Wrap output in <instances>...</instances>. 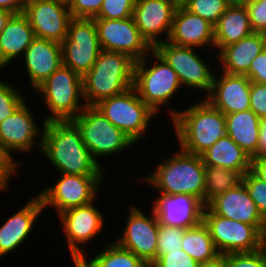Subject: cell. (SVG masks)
Masks as SVG:
<instances>
[{
    "label": "cell",
    "instance_id": "obj_1",
    "mask_svg": "<svg viewBox=\"0 0 266 267\" xmlns=\"http://www.w3.org/2000/svg\"><path fill=\"white\" fill-rule=\"evenodd\" d=\"M61 174L105 175L83 143L79 128L72 120L48 121L45 124L40 154Z\"/></svg>",
    "mask_w": 266,
    "mask_h": 267
},
{
    "label": "cell",
    "instance_id": "obj_2",
    "mask_svg": "<svg viewBox=\"0 0 266 267\" xmlns=\"http://www.w3.org/2000/svg\"><path fill=\"white\" fill-rule=\"evenodd\" d=\"M182 109L166 110L170 115L179 148L201 156L226 135L225 115L206 99Z\"/></svg>",
    "mask_w": 266,
    "mask_h": 267
},
{
    "label": "cell",
    "instance_id": "obj_3",
    "mask_svg": "<svg viewBox=\"0 0 266 267\" xmlns=\"http://www.w3.org/2000/svg\"><path fill=\"white\" fill-rule=\"evenodd\" d=\"M165 158L141 181L148 183L158 194H188L205 206V165L202 157L180 148L170 158Z\"/></svg>",
    "mask_w": 266,
    "mask_h": 267
},
{
    "label": "cell",
    "instance_id": "obj_4",
    "mask_svg": "<svg viewBox=\"0 0 266 267\" xmlns=\"http://www.w3.org/2000/svg\"><path fill=\"white\" fill-rule=\"evenodd\" d=\"M134 65L135 60L125 53L102 50L82 77L86 105L95 106L133 87Z\"/></svg>",
    "mask_w": 266,
    "mask_h": 267
},
{
    "label": "cell",
    "instance_id": "obj_5",
    "mask_svg": "<svg viewBox=\"0 0 266 267\" xmlns=\"http://www.w3.org/2000/svg\"><path fill=\"white\" fill-rule=\"evenodd\" d=\"M32 92L40 95L43 104L50 111L44 116L45 122L73 120L86 106L82 77L64 65Z\"/></svg>",
    "mask_w": 266,
    "mask_h": 267
},
{
    "label": "cell",
    "instance_id": "obj_6",
    "mask_svg": "<svg viewBox=\"0 0 266 267\" xmlns=\"http://www.w3.org/2000/svg\"><path fill=\"white\" fill-rule=\"evenodd\" d=\"M149 54L135 61L133 88L144 103L159 114L162 107H167L172 98L177 96L175 94L179 88L182 89V85L177 73L156 50L153 49ZM151 56L155 58L152 59L153 64L148 61Z\"/></svg>",
    "mask_w": 266,
    "mask_h": 267
},
{
    "label": "cell",
    "instance_id": "obj_7",
    "mask_svg": "<svg viewBox=\"0 0 266 267\" xmlns=\"http://www.w3.org/2000/svg\"><path fill=\"white\" fill-rule=\"evenodd\" d=\"M102 114L136 144L145 136L155 113L131 87L95 105Z\"/></svg>",
    "mask_w": 266,
    "mask_h": 267
},
{
    "label": "cell",
    "instance_id": "obj_8",
    "mask_svg": "<svg viewBox=\"0 0 266 267\" xmlns=\"http://www.w3.org/2000/svg\"><path fill=\"white\" fill-rule=\"evenodd\" d=\"M72 121L79 128L83 143L99 164L98 157L115 156L134 145L130 138L115 127L96 106L86 105Z\"/></svg>",
    "mask_w": 266,
    "mask_h": 267
},
{
    "label": "cell",
    "instance_id": "obj_9",
    "mask_svg": "<svg viewBox=\"0 0 266 267\" xmlns=\"http://www.w3.org/2000/svg\"><path fill=\"white\" fill-rule=\"evenodd\" d=\"M54 185L46 186L39 192L43 208L52 207L57 214L67 209L87 205L99 194V189L107 175H73L59 173Z\"/></svg>",
    "mask_w": 266,
    "mask_h": 267
},
{
    "label": "cell",
    "instance_id": "obj_10",
    "mask_svg": "<svg viewBox=\"0 0 266 267\" xmlns=\"http://www.w3.org/2000/svg\"><path fill=\"white\" fill-rule=\"evenodd\" d=\"M203 222L220 255L254 252L263 247L264 235L255 226L216 215L207 205Z\"/></svg>",
    "mask_w": 266,
    "mask_h": 267
},
{
    "label": "cell",
    "instance_id": "obj_11",
    "mask_svg": "<svg viewBox=\"0 0 266 267\" xmlns=\"http://www.w3.org/2000/svg\"><path fill=\"white\" fill-rule=\"evenodd\" d=\"M63 65L83 77L102 51L93 18H72L61 42Z\"/></svg>",
    "mask_w": 266,
    "mask_h": 267
},
{
    "label": "cell",
    "instance_id": "obj_12",
    "mask_svg": "<svg viewBox=\"0 0 266 267\" xmlns=\"http://www.w3.org/2000/svg\"><path fill=\"white\" fill-rule=\"evenodd\" d=\"M154 50L177 73L182 87L184 84V86H189V88L191 87L195 90L200 89L202 93H207L204 94V98L209 94L215 72L210 67L211 64L208 65L203 57H200V54L196 53L197 48L178 46L168 41H162L154 47Z\"/></svg>",
    "mask_w": 266,
    "mask_h": 267
},
{
    "label": "cell",
    "instance_id": "obj_13",
    "mask_svg": "<svg viewBox=\"0 0 266 267\" xmlns=\"http://www.w3.org/2000/svg\"><path fill=\"white\" fill-rule=\"evenodd\" d=\"M94 202L96 200L84 206L67 209L58 215L74 265L86 255L85 245L100 235L105 226L102 212Z\"/></svg>",
    "mask_w": 266,
    "mask_h": 267
},
{
    "label": "cell",
    "instance_id": "obj_14",
    "mask_svg": "<svg viewBox=\"0 0 266 267\" xmlns=\"http://www.w3.org/2000/svg\"><path fill=\"white\" fill-rule=\"evenodd\" d=\"M101 49L122 52L135 61L143 59L154 48L141 35L134 17L126 19H94Z\"/></svg>",
    "mask_w": 266,
    "mask_h": 267
},
{
    "label": "cell",
    "instance_id": "obj_15",
    "mask_svg": "<svg viewBox=\"0 0 266 267\" xmlns=\"http://www.w3.org/2000/svg\"><path fill=\"white\" fill-rule=\"evenodd\" d=\"M29 108L25 101L10 117L0 123V146L18 166L20 162L13 159L15 157L12 152L30 153L33 147L40 151L46 124L43 121L40 129Z\"/></svg>",
    "mask_w": 266,
    "mask_h": 267
},
{
    "label": "cell",
    "instance_id": "obj_16",
    "mask_svg": "<svg viewBox=\"0 0 266 267\" xmlns=\"http://www.w3.org/2000/svg\"><path fill=\"white\" fill-rule=\"evenodd\" d=\"M128 209L125 229L120 238L116 237L114 241L150 266L156 260L159 231L157 215L153 208L149 216L135 206L129 205Z\"/></svg>",
    "mask_w": 266,
    "mask_h": 267
},
{
    "label": "cell",
    "instance_id": "obj_17",
    "mask_svg": "<svg viewBox=\"0 0 266 267\" xmlns=\"http://www.w3.org/2000/svg\"><path fill=\"white\" fill-rule=\"evenodd\" d=\"M23 14L37 38L61 43L72 19L68 6L47 0H27Z\"/></svg>",
    "mask_w": 266,
    "mask_h": 267
},
{
    "label": "cell",
    "instance_id": "obj_18",
    "mask_svg": "<svg viewBox=\"0 0 266 267\" xmlns=\"http://www.w3.org/2000/svg\"><path fill=\"white\" fill-rule=\"evenodd\" d=\"M176 6L171 0H136L133 17L141 35L154 48L168 41ZM165 39H161L162 36Z\"/></svg>",
    "mask_w": 266,
    "mask_h": 267
},
{
    "label": "cell",
    "instance_id": "obj_19",
    "mask_svg": "<svg viewBox=\"0 0 266 267\" xmlns=\"http://www.w3.org/2000/svg\"><path fill=\"white\" fill-rule=\"evenodd\" d=\"M217 72H221L220 75ZM217 72L211 90L204 99L224 115L250 109V79L246 75Z\"/></svg>",
    "mask_w": 266,
    "mask_h": 267
},
{
    "label": "cell",
    "instance_id": "obj_20",
    "mask_svg": "<svg viewBox=\"0 0 266 267\" xmlns=\"http://www.w3.org/2000/svg\"><path fill=\"white\" fill-rule=\"evenodd\" d=\"M152 203L158 221L172 227L190 228L203 220L204 205L188 194H157Z\"/></svg>",
    "mask_w": 266,
    "mask_h": 267
},
{
    "label": "cell",
    "instance_id": "obj_21",
    "mask_svg": "<svg viewBox=\"0 0 266 267\" xmlns=\"http://www.w3.org/2000/svg\"><path fill=\"white\" fill-rule=\"evenodd\" d=\"M207 206L216 215L253 225L263 235L265 233L266 221L262 218L254 201L250 198L243 182L225 193L217 195Z\"/></svg>",
    "mask_w": 266,
    "mask_h": 267
},
{
    "label": "cell",
    "instance_id": "obj_22",
    "mask_svg": "<svg viewBox=\"0 0 266 267\" xmlns=\"http://www.w3.org/2000/svg\"><path fill=\"white\" fill-rule=\"evenodd\" d=\"M20 57L32 90L63 65L61 43L43 38L35 37Z\"/></svg>",
    "mask_w": 266,
    "mask_h": 267
},
{
    "label": "cell",
    "instance_id": "obj_23",
    "mask_svg": "<svg viewBox=\"0 0 266 267\" xmlns=\"http://www.w3.org/2000/svg\"><path fill=\"white\" fill-rule=\"evenodd\" d=\"M168 42L192 48H215L214 26L184 7H177Z\"/></svg>",
    "mask_w": 266,
    "mask_h": 267
},
{
    "label": "cell",
    "instance_id": "obj_24",
    "mask_svg": "<svg viewBox=\"0 0 266 267\" xmlns=\"http://www.w3.org/2000/svg\"><path fill=\"white\" fill-rule=\"evenodd\" d=\"M43 211L42 200L36 195L4 221L0 226V257L14 252L27 240Z\"/></svg>",
    "mask_w": 266,
    "mask_h": 267
},
{
    "label": "cell",
    "instance_id": "obj_25",
    "mask_svg": "<svg viewBox=\"0 0 266 267\" xmlns=\"http://www.w3.org/2000/svg\"><path fill=\"white\" fill-rule=\"evenodd\" d=\"M266 47V34L253 32L237 43L224 46L217 54L216 59L220 69L228 74L245 75L253 59ZM218 55V56H217Z\"/></svg>",
    "mask_w": 266,
    "mask_h": 267
},
{
    "label": "cell",
    "instance_id": "obj_26",
    "mask_svg": "<svg viewBox=\"0 0 266 267\" xmlns=\"http://www.w3.org/2000/svg\"><path fill=\"white\" fill-rule=\"evenodd\" d=\"M34 38V31L27 17L23 13L13 14L0 33V70L24 55Z\"/></svg>",
    "mask_w": 266,
    "mask_h": 267
},
{
    "label": "cell",
    "instance_id": "obj_27",
    "mask_svg": "<svg viewBox=\"0 0 266 267\" xmlns=\"http://www.w3.org/2000/svg\"><path fill=\"white\" fill-rule=\"evenodd\" d=\"M253 33L246 6L232 3L214 26V43L218 53L224 46L237 43Z\"/></svg>",
    "mask_w": 266,
    "mask_h": 267
},
{
    "label": "cell",
    "instance_id": "obj_28",
    "mask_svg": "<svg viewBox=\"0 0 266 267\" xmlns=\"http://www.w3.org/2000/svg\"><path fill=\"white\" fill-rule=\"evenodd\" d=\"M201 157L204 165L239 171L242 175L251 170L252 157L228 135L220 138Z\"/></svg>",
    "mask_w": 266,
    "mask_h": 267
},
{
    "label": "cell",
    "instance_id": "obj_29",
    "mask_svg": "<svg viewBox=\"0 0 266 267\" xmlns=\"http://www.w3.org/2000/svg\"><path fill=\"white\" fill-rule=\"evenodd\" d=\"M226 135L251 157L257 153L261 119L250 109L225 115Z\"/></svg>",
    "mask_w": 266,
    "mask_h": 267
},
{
    "label": "cell",
    "instance_id": "obj_30",
    "mask_svg": "<svg viewBox=\"0 0 266 267\" xmlns=\"http://www.w3.org/2000/svg\"><path fill=\"white\" fill-rule=\"evenodd\" d=\"M181 246L198 263L209 262L220 256L211 238L208 226L203 220L193 227L186 228Z\"/></svg>",
    "mask_w": 266,
    "mask_h": 267
},
{
    "label": "cell",
    "instance_id": "obj_31",
    "mask_svg": "<svg viewBox=\"0 0 266 267\" xmlns=\"http://www.w3.org/2000/svg\"><path fill=\"white\" fill-rule=\"evenodd\" d=\"M75 267H149V265L116 241H112L101 252L94 254L93 258L84 256Z\"/></svg>",
    "mask_w": 266,
    "mask_h": 267
},
{
    "label": "cell",
    "instance_id": "obj_32",
    "mask_svg": "<svg viewBox=\"0 0 266 267\" xmlns=\"http://www.w3.org/2000/svg\"><path fill=\"white\" fill-rule=\"evenodd\" d=\"M205 206L217 195L242 183L243 175L239 171L205 165Z\"/></svg>",
    "mask_w": 266,
    "mask_h": 267
},
{
    "label": "cell",
    "instance_id": "obj_33",
    "mask_svg": "<svg viewBox=\"0 0 266 267\" xmlns=\"http://www.w3.org/2000/svg\"><path fill=\"white\" fill-rule=\"evenodd\" d=\"M232 0H189L184 8L215 26Z\"/></svg>",
    "mask_w": 266,
    "mask_h": 267
},
{
    "label": "cell",
    "instance_id": "obj_34",
    "mask_svg": "<svg viewBox=\"0 0 266 267\" xmlns=\"http://www.w3.org/2000/svg\"><path fill=\"white\" fill-rule=\"evenodd\" d=\"M185 228L172 227L159 223L156 259L166 254L182 249L181 243Z\"/></svg>",
    "mask_w": 266,
    "mask_h": 267
},
{
    "label": "cell",
    "instance_id": "obj_35",
    "mask_svg": "<svg viewBox=\"0 0 266 267\" xmlns=\"http://www.w3.org/2000/svg\"><path fill=\"white\" fill-rule=\"evenodd\" d=\"M24 98L17 86L0 79V123L26 101Z\"/></svg>",
    "mask_w": 266,
    "mask_h": 267
},
{
    "label": "cell",
    "instance_id": "obj_36",
    "mask_svg": "<svg viewBox=\"0 0 266 267\" xmlns=\"http://www.w3.org/2000/svg\"><path fill=\"white\" fill-rule=\"evenodd\" d=\"M223 267H266L264 247L254 252L229 253L222 255Z\"/></svg>",
    "mask_w": 266,
    "mask_h": 267
},
{
    "label": "cell",
    "instance_id": "obj_37",
    "mask_svg": "<svg viewBox=\"0 0 266 267\" xmlns=\"http://www.w3.org/2000/svg\"><path fill=\"white\" fill-rule=\"evenodd\" d=\"M136 0H103L100 12L93 19H126L133 17Z\"/></svg>",
    "mask_w": 266,
    "mask_h": 267
},
{
    "label": "cell",
    "instance_id": "obj_38",
    "mask_svg": "<svg viewBox=\"0 0 266 267\" xmlns=\"http://www.w3.org/2000/svg\"><path fill=\"white\" fill-rule=\"evenodd\" d=\"M242 182L246 186L250 198L256 204L262 218L266 221V182L258 179L251 171L243 175Z\"/></svg>",
    "mask_w": 266,
    "mask_h": 267
},
{
    "label": "cell",
    "instance_id": "obj_39",
    "mask_svg": "<svg viewBox=\"0 0 266 267\" xmlns=\"http://www.w3.org/2000/svg\"><path fill=\"white\" fill-rule=\"evenodd\" d=\"M198 264L183 249H179L159 256L149 267H198Z\"/></svg>",
    "mask_w": 266,
    "mask_h": 267
},
{
    "label": "cell",
    "instance_id": "obj_40",
    "mask_svg": "<svg viewBox=\"0 0 266 267\" xmlns=\"http://www.w3.org/2000/svg\"><path fill=\"white\" fill-rule=\"evenodd\" d=\"M102 3L103 0H71L68 8L72 18H94Z\"/></svg>",
    "mask_w": 266,
    "mask_h": 267
},
{
    "label": "cell",
    "instance_id": "obj_41",
    "mask_svg": "<svg viewBox=\"0 0 266 267\" xmlns=\"http://www.w3.org/2000/svg\"><path fill=\"white\" fill-rule=\"evenodd\" d=\"M253 32L266 34V0L246 5Z\"/></svg>",
    "mask_w": 266,
    "mask_h": 267
},
{
    "label": "cell",
    "instance_id": "obj_42",
    "mask_svg": "<svg viewBox=\"0 0 266 267\" xmlns=\"http://www.w3.org/2000/svg\"><path fill=\"white\" fill-rule=\"evenodd\" d=\"M250 110L260 119L266 118V84L251 82Z\"/></svg>",
    "mask_w": 266,
    "mask_h": 267
},
{
    "label": "cell",
    "instance_id": "obj_43",
    "mask_svg": "<svg viewBox=\"0 0 266 267\" xmlns=\"http://www.w3.org/2000/svg\"><path fill=\"white\" fill-rule=\"evenodd\" d=\"M245 75L251 82L266 84V47L253 59Z\"/></svg>",
    "mask_w": 266,
    "mask_h": 267
},
{
    "label": "cell",
    "instance_id": "obj_44",
    "mask_svg": "<svg viewBox=\"0 0 266 267\" xmlns=\"http://www.w3.org/2000/svg\"><path fill=\"white\" fill-rule=\"evenodd\" d=\"M18 165L15 162H0V192L10 189L13 175H17Z\"/></svg>",
    "mask_w": 266,
    "mask_h": 267
},
{
    "label": "cell",
    "instance_id": "obj_45",
    "mask_svg": "<svg viewBox=\"0 0 266 267\" xmlns=\"http://www.w3.org/2000/svg\"><path fill=\"white\" fill-rule=\"evenodd\" d=\"M258 179L266 182V156L252 158L251 170Z\"/></svg>",
    "mask_w": 266,
    "mask_h": 267
},
{
    "label": "cell",
    "instance_id": "obj_46",
    "mask_svg": "<svg viewBox=\"0 0 266 267\" xmlns=\"http://www.w3.org/2000/svg\"><path fill=\"white\" fill-rule=\"evenodd\" d=\"M27 0H0V8L10 11L13 14L24 12Z\"/></svg>",
    "mask_w": 266,
    "mask_h": 267
},
{
    "label": "cell",
    "instance_id": "obj_47",
    "mask_svg": "<svg viewBox=\"0 0 266 267\" xmlns=\"http://www.w3.org/2000/svg\"><path fill=\"white\" fill-rule=\"evenodd\" d=\"M266 156V118L261 119L257 153L252 158Z\"/></svg>",
    "mask_w": 266,
    "mask_h": 267
},
{
    "label": "cell",
    "instance_id": "obj_48",
    "mask_svg": "<svg viewBox=\"0 0 266 267\" xmlns=\"http://www.w3.org/2000/svg\"><path fill=\"white\" fill-rule=\"evenodd\" d=\"M12 15L13 13L10 11L0 8V33L4 30L7 21Z\"/></svg>",
    "mask_w": 266,
    "mask_h": 267
},
{
    "label": "cell",
    "instance_id": "obj_49",
    "mask_svg": "<svg viewBox=\"0 0 266 267\" xmlns=\"http://www.w3.org/2000/svg\"><path fill=\"white\" fill-rule=\"evenodd\" d=\"M198 267H223L222 265V255H220L217 259L209 261V262H204V263H199Z\"/></svg>",
    "mask_w": 266,
    "mask_h": 267
},
{
    "label": "cell",
    "instance_id": "obj_50",
    "mask_svg": "<svg viewBox=\"0 0 266 267\" xmlns=\"http://www.w3.org/2000/svg\"><path fill=\"white\" fill-rule=\"evenodd\" d=\"M0 162H14L9 158V156L3 151L0 146Z\"/></svg>",
    "mask_w": 266,
    "mask_h": 267
},
{
    "label": "cell",
    "instance_id": "obj_51",
    "mask_svg": "<svg viewBox=\"0 0 266 267\" xmlns=\"http://www.w3.org/2000/svg\"><path fill=\"white\" fill-rule=\"evenodd\" d=\"M259 0H232L234 4L246 6L249 3L257 2Z\"/></svg>",
    "mask_w": 266,
    "mask_h": 267
},
{
    "label": "cell",
    "instance_id": "obj_52",
    "mask_svg": "<svg viewBox=\"0 0 266 267\" xmlns=\"http://www.w3.org/2000/svg\"><path fill=\"white\" fill-rule=\"evenodd\" d=\"M176 7H184L189 0H171Z\"/></svg>",
    "mask_w": 266,
    "mask_h": 267
},
{
    "label": "cell",
    "instance_id": "obj_53",
    "mask_svg": "<svg viewBox=\"0 0 266 267\" xmlns=\"http://www.w3.org/2000/svg\"><path fill=\"white\" fill-rule=\"evenodd\" d=\"M47 1L58 2V3L66 5V6H69L71 0H47Z\"/></svg>",
    "mask_w": 266,
    "mask_h": 267
},
{
    "label": "cell",
    "instance_id": "obj_54",
    "mask_svg": "<svg viewBox=\"0 0 266 267\" xmlns=\"http://www.w3.org/2000/svg\"><path fill=\"white\" fill-rule=\"evenodd\" d=\"M263 247L266 250V229H265V233H264V237H263Z\"/></svg>",
    "mask_w": 266,
    "mask_h": 267
}]
</instances>
